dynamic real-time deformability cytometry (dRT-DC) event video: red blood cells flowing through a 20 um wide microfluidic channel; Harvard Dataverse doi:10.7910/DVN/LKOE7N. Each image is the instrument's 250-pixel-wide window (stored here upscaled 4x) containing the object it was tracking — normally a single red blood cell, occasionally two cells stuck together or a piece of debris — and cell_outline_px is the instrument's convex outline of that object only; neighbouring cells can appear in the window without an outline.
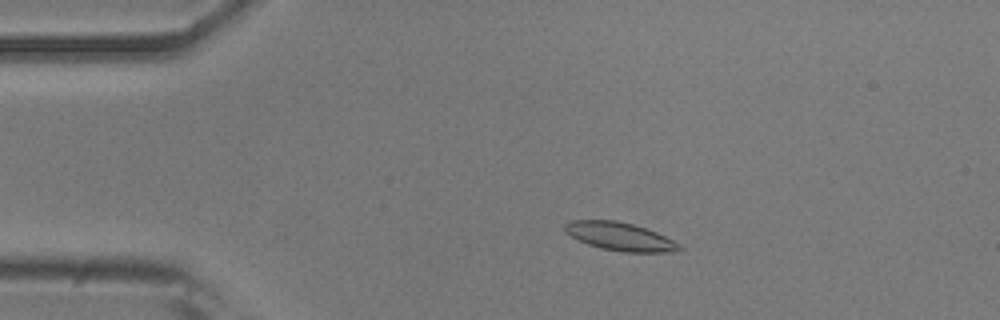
{"species": "common noctule bat (a hibernating species)", "species_latin": "Nyctalus noctula", "temperature_condition": "room temperature", "stored_images_in_passage": 53, "camera_frame_rate_fps": 3000, "um_per_image_px": 0.085, "animal": {"sex": "male", "body_mass_g": 20.5, "forearm_length_mm": 52.5}, "frame": {"image": 1, "passage_image": 10, "time_ms": 3.0, "image_size_px": [1000, 320], "cell_outline_px": [[684, 248], [664, 252], [624, 252], [600, 248], [588, 244], [564, 232], [564, 224], [572, 220], [616, 220], [632, 224], [656, 232], [680, 244]], "centroid_in_image_um": [52.66, 20.09], "position_along_channel_um": 32.3, "area_um2": 18.55}}
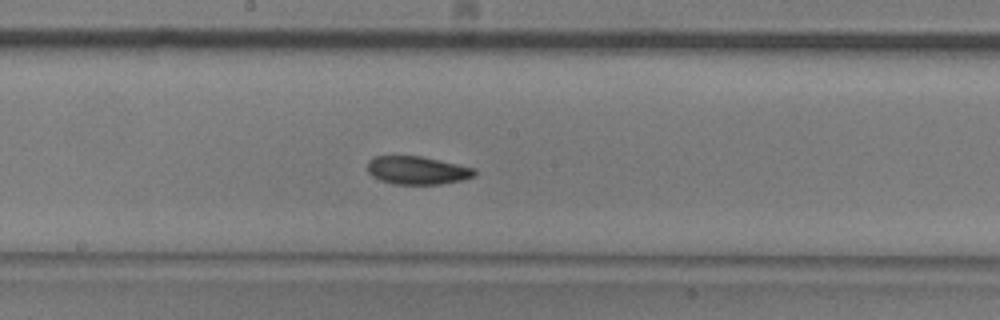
{"frame": {"image": 2, "passage_image": 28, "time_ms": 9.0, "image_size_px": [1000, 320], "cell_outline_px": [[476, 172], [472, 176], [460, 180], [440, 184], [392, 184], [380, 180], [372, 176], [368, 172], [368, 160], [376, 156], [420, 156], [476, 168]], "centroid_in_image_um": [35.43, 14.48], "position_along_channel_um": 212.8, "area_um2": 17.4}}
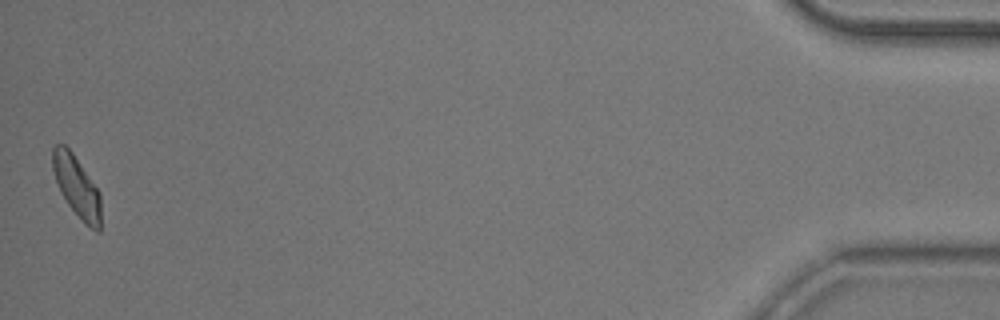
{"frame": {"image": 3, "passage_image": 53, "time_ms": 17.333, "image_size_px": [1000, 320], "cell_outline_px": [[100, 232], [96, 232], [84, 224], [68, 204], [56, 180], [52, 168], [52, 148], [56, 144], [64, 144], [72, 152], [100, 192]], "centroid_in_image_um": [6.53, 15.87], "position_along_channel_um": 428.7, "area_um2": 16.99}, "authors_computed_cell_mechanics": {"area_um2": 17.8024, "velocity_mm_per_s": 3.7308, "shape_relaxation_time_tau1_ms": 5.0489, "shape_relaxation_time_tau2_ms": 4.5355, "deformation_change_tau1": 0.1333, "deformation_change_tau2": 0.095}}